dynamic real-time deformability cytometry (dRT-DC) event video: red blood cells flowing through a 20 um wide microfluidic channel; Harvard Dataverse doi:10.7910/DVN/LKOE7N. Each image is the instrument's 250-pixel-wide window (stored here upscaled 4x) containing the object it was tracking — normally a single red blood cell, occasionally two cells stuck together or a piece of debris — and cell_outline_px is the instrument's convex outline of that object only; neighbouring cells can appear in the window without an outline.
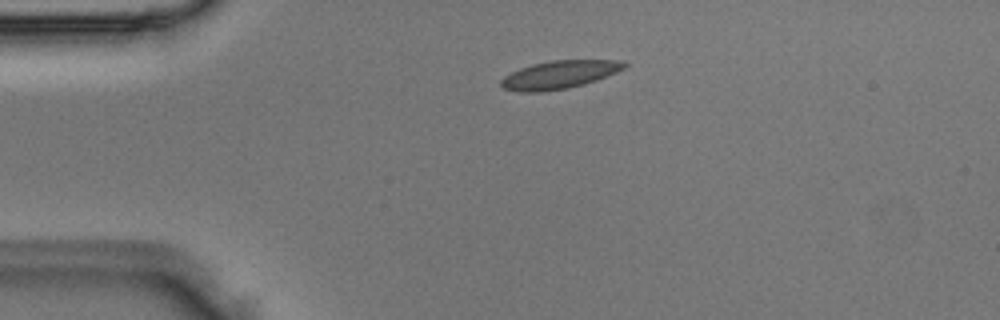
{"species": "Egyptian fruit bat (a non-hibernating species)", "species_latin": "Rousettus aegyptiacus", "temperature_condition": "room temperature", "stored_images_in_passage": 5, "camera_frame_rate_fps": 3000, "um_per_image_px": 0.085, "animal": {"sex": "male"}, "frame": {"image": 1, "passage_image": 5, "time_ms": 1.333, "image_size_px": [1000, 320], "cell_outline_px": [[628, 64], [624, 68], [616, 72], [596, 80], [584, 84], [568, 88], [544, 92], [520, 92], [504, 88], [500, 84], [500, 80], [504, 76], [520, 68], [532, 64], [552, 60], [624, 60]], "centroid_in_image_um": [47.54, 6.35], "position_along_channel_um": 37.5, "area_um2": 20.17}}